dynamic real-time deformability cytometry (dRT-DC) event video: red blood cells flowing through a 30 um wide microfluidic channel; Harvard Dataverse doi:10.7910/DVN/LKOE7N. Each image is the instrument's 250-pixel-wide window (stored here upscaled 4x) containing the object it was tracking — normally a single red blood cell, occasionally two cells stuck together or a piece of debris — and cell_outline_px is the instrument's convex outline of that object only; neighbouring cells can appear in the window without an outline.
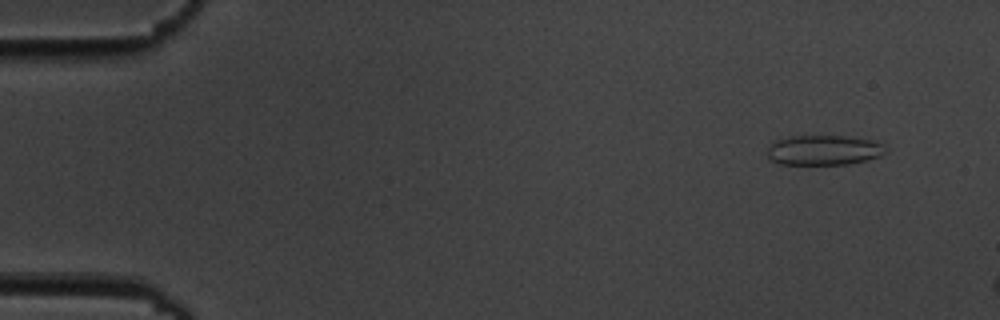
{"species": "common noctule bat (a hibernating species)", "species_latin": "Nyctalus noctula", "temperature_condition": "cold", "stored_images_in_passage": 4, "camera_frame_rate_fps": 3000, "um_per_image_px": 0.085, "animal": {"sex": "male", "body_mass_g": 19.5, "forearm_length_mm": 54.6}, "frame": {"image": 1, "passage_image": 1, "time_ms": 0.0, "image_size_px": [1000, 320], "cell_outline_px": [[884, 152], [880, 156], [848, 164], [780, 164], [772, 160], [768, 156], [768, 148], [776, 140], [792, 136], [848, 136], [872, 140], [884, 144]], "centroid_in_image_um": [70.02, 12.75], "position_along_channel_um": 15.0, "area_um2": 20.4}}